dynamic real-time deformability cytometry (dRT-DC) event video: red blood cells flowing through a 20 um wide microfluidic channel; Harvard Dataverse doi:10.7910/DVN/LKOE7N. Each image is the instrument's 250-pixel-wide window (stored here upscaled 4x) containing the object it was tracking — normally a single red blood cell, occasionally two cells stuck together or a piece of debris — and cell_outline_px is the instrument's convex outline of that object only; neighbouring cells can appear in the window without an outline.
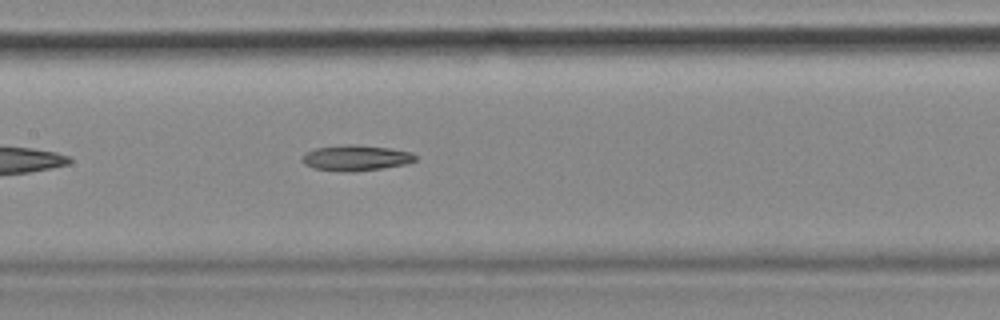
{"species": "common noctule bat (a hibernating species)", "species_latin": "Nyctalus noctula", "temperature_condition": "cold", "stored_images_in_passage": 42, "camera_frame_rate_fps": 3000, "um_per_image_px": 0.085, "animal": {"sex": "female", "body_mass_g": 18.4}, "frame": {"image": 1, "passage_image": 13, "time_ms": 4.0, "image_size_px": [1000, 320], "cell_outline_px": [[416, 160], [408, 164], [384, 168], [352, 172], [312, 168], [304, 164], [300, 160], [304, 152], [316, 148], [344, 144], [356, 144], [392, 148], [412, 152], [416, 156]], "centroid_in_image_um": [30.25, 13.41], "position_along_channel_um": 177.1, "area_um2": 17.22}}